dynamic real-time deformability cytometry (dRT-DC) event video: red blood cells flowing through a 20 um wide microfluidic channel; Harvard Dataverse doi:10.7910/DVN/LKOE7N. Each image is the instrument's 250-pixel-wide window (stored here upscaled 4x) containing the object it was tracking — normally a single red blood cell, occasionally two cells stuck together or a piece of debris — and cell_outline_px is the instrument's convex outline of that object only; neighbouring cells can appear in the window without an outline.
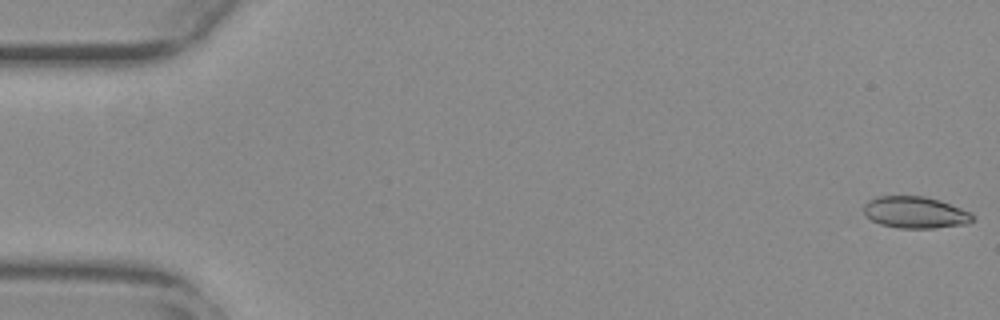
{"species": "common noctule bat (a hibernating species)", "species_latin": "Nyctalus noctula", "temperature_condition": "warm", "stored_images_in_passage": 15, "camera_frame_rate_fps": 3000, "um_per_image_px": 0.085, "animal": {"sex": "female", "body_mass_g": 29.2, "forearm_length_mm": 56.3}, "frame": {"image": 1, "passage_image": 1, "time_ms": 0.0, "image_size_px": [1000, 320], "cell_outline_px": [[972, 220], [968, 224], [936, 228], [896, 228], [880, 224], [864, 216], [864, 204], [868, 200], [876, 196], [924, 196], [940, 200], [972, 212]], "centroid_in_image_um": [77.78, 18.05], "position_along_channel_um": 7.2, "area_um2": 20.35}}